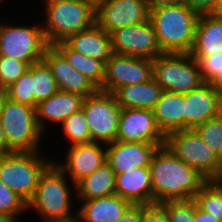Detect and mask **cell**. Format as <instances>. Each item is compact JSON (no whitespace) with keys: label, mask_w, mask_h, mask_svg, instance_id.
<instances>
[{"label":"cell","mask_w":222,"mask_h":222,"mask_svg":"<svg viewBox=\"0 0 222 222\" xmlns=\"http://www.w3.org/2000/svg\"><path fill=\"white\" fill-rule=\"evenodd\" d=\"M154 204L191 200L208 181L197 170L176 157L165 145L150 161Z\"/></svg>","instance_id":"cell-1"},{"label":"cell","mask_w":222,"mask_h":222,"mask_svg":"<svg viewBox=\"0 0 222 222\" xmlns=\"http://www.w3.org/2000/svg\"><path fill=\"white\" fill-rule=\"evenodd\" d=\"M199 16L184 2L150 9L149 19L163 53H187L192 50Z\"/></svg>","instance_id":"cell-2"},{"label":"cell","mask_w":222,"mask_h":222,"mask_svg":"<svg viewBox=\"0 0 222 222\" xmlns=\"http://www.w3.org/2000/svg\"><path fill=\"white\" fill-rule=\"evenodd\" d=\"M47 19L42 28L49 45L65 41L69 36L95 24L96 9L81 0H46Z\"/></svg>","instance_id":"cell-3"},{"label":"cell","mask_w":222,"mask_h":222,"mask_svg":"<svg viewBox=\"0 0 222 222\" xmlns=\"http://www.w3.org/2000/svg\"><path fill=\"white\" fill-rule=\"evenodd\" d=\"M62 172L52 163L41 175L34 196L27 204L40 212L45 222H76L70 212V191Z\"/></svg>","instance_id":"cell-4"},{"label":"cell","mask_w":222,"mask_h":222,"mask_svg":"<svg viewBox=\"0 0 222 222\" xmlns=\"http://www.w3.org/2000/svg\"><path fill=\"white\" fill-rule=\"evenodd\" d=\"M36 153L14 151L0 156V180L26 204L34 196L41 175L52 164Z\"/></svg>","instance_id":"cell-5"},{"label":"cell","mask_w":222,"mask_h":222,"mask_svg":"<svg viewBox=\"0 0 222 222\" xmlns=\"http://www.w3.org/2000/svg\"><path fill=\"white\" fill-rule=\"evenodd\" d=\"M153 79L163 91L186 94L205 82L197 60L187 53H162L153 60Z\"/></svg>","instance_id":"cell-6"},{"label":"cell","mask_w":222,"mask_h":222,"mask_svg":"<svg viewBox=\"0 0 222 222\" xmlns=\"http://www.w3.org/2000/svg\"><path fill=\"white\" fill-rule=\"evenodd\" d=\"M0 123L13 151L37 152L42 131L37 125L35 108L7 98L0 109Z\"/></svg>","instance_id":"cell-7"},{"label":"cell","mask_w":222,"mask_h":222,"mask_svg":"<svg viewBox=\"0 0 222 222\" xmlns=\"http://www.w3.org/2000/svg\"><path fill=\"white\" fill-rule=\"evenodd\" d=\"M164 145L208 181L214 180L219 175L222 159L193 129L168 134Z\"/></svg>","instance_id":"cell-8"},{"label":"cell","mask_w":222,"mask_h":222,"mask_svg":"<svg viewBox=\"0 0 222 222\" xmlns=\"http://www.w3.org/2000/svg\"><path fill=\"white\" fill-rule=\"evenodd\" d=\"M121 109L112 93L97 90L93 95L85 97L82 110L92 142L109 144L117 140Z\"/></svg>","instance_id":"cell-9"},{"label":"cell","mask_w":222,"mask_h":222,"mask_svg":"<svg viewBox=\"0 0 222 222\" xmlns=\"http://www.w3.org/2000/svg\"><path fill=\"white\" fill-rule=\"evenodd\" d=\"M48 46L42 28L0 25V56L31 65L43 59Z\"/></svg>","instance_id":"cell-10"},{"label":"cell","mask_w":222,"mask_h":222,"mask_svg":"<svg viewBox=\"0 0 222 222\" xmlns=\"http://www.w3.org/2000/svg\"><path fill=\"white\" fill-rule=\"evenodd\" d=\"M110 35L115 54L154 60L163 53L150 19L119 28Z\"/></svg>","instance_id":"cell-11"},{"label":"cell","mask_w":222,"mask_h":222,"mask_svg":"<svg viewBox=\"0 0 222 222\" xmlns=\"http://www.w3.org/2000/svg\"><path fill=\"white\" fill-rule=\"evenodd\" d=\"M152 74L153 60L113 53L105 63V77L100 91L113 94L122 86L150 80Z\"/></svg>","instance_id":"cell-12"},{"label":"cell","mask_w":222,"mask_h":222,"mask_svg":"<svg viewBox=\"0 0 222 222\" xmlns=\"http://www.w3.org/2000/svg\"><path fill=\"white\" fill-rule=\"evenodd\" d=\"M150 9L146 0H105L97 9L95 23L108 34L144 22Z\"/></svg>","instance_id":"cell-13"},{"label":"cell","mask_w":222,"mask_h":222,"mask_svg":"<svg viewBox=\"0 0 222 222\" xmlns=\"http://www.w3.org/2000/svg\"><path fill=\"white\" fill-rule=\"evenodd\" d=\"M116 141L155 143L162 147L165 136L156 124L153 110L121 109Z\"/></svg>","instance_id":"cell-14"},{"label":"cell","mask_w":222,"mask_h":222,"mask_svg":"<svg viewBox=\"0 0 222 222\" xmlns=\"http://www.w3.org/2000/svg\"><path fill=\"white\" fill-rule=\"evenodd\" d=\"M222 114V96L209 84L184 94V130Z\"/></svg>","instance_id":"cell-15"},{"label":"cell","mask_w":222,"mask_h":222,"mask_svg":"<svg viewBox=\"0 0 222 222\" xmlns=\"http://www.w3.org/2000/svg\"><path fill=\"white\" fill-rule=\"evenodd\" d=\"M50 68L60 91L79 94L84 97L93 95L97 89L53 46L49 45L42 59Z\"/></svg>","instance_id":"cell-16"},{"label":"cell","mask_w":222,"mask_h":222,"mask_svg":"<svg viewBox=\"0 0 222 222\" xmlns=\"http://www.w3.org/2000/svg\"><path fill=\"white\" fill-rule=\"evenodd\" d=\"M109 145L106 149V162L115 175L134 168L149 167L152 155L158 149L155 143L115 141Z\"/></svg>","instance_id":"cell-17"},{"label":"cell","mask_w":222,"mask_h":222,"mask_svg":"<svg viewBox=\"0 0 222 222\" xmlns=\"http://www.w3.org/2000/svg\"><path fill=\"white\" fill-rule=\"evenodd\" d=\"M106 163V150L98 142L72 145L67 154L65 165L56 166L62 172H69L73 185L93 173Z\"/></svg>","instance_id":"cell-18"},{"label":"cell","mask_w":222,"mask_h":222,"mask_svg":"<svg viewBox=\"0 0 222 222\" xmlns=\"http://www.w3.org/2000/svg\"><path fill=\"white\" fill-rule=\"evenodd\" d=\"M115 194L132 204L154 205L150 167L115 175Z\"/></svg>","instance_id":"cell-19"},{"label":"cell","mask_w":222,"mask_h":222,"mask_svg":"<svg viewBox=\"0 0 222 222\" xmlns=\"http://www.w3.org/2000/svg\"><path fill=\"white\" fill-rule=\"evenodd\" d=\"M85 97L79 94L58 90L46 100L39 102L35 108L36 121L43 132L44 120L60 124L70 115L82 109Z\"/></svg>","instance_id":"cell-20"},{"label":"cell","mask_w":222,"mask_h":222,"mask_svg":"<svg viewBox=\"0 0 222 222\" xmlns=\"http://www.w3.org/2000/svg\"><path fill=\"white\" fill-rule=\"evenodd\" d=\"M64 42L72 50L104 63L113 54L111 35L101 29L96 23L86 30L69 36Z\"/></svg>","instance_id":"cell-21"},{"label":"cell","mask_w":222,"mask_h":222,"mask_svg":"<svg viewBox=\"0 0 222 222\" xmlns=\"http://www.w3.org/2000/svg\"><path fill=\"white\" fill-rule=\"evenodd\" d=\"M131 205V202L116 194L85 200L77 211L79 218L76 222H117Z\"/></svg>","instance_id":"cell-22"},{"label":"cell","mask_w":222,"mask_h":222,"mask_svg":"<svg viewBox=\"0 0 222 222\" xmlns=\"http://www.w3.org/2000/svg\"><path fill=\"white\" fill-rule=\"evenodd\" d=\"M162 134L184 130V94L163 91L153 109Z\"/></svg>","instance_id":"cell-23"},{"label":"cell","mask_w":222,"mask_h":222,"mask_svg":"<svg viewBox=\"0 0 222 222\" xmlns=\"http://www.w3.org/2000/svg\"><path fill=\"white\" fill-rule=\"evenodd\" d=\"M162 92L163 89L152 77L144 83L122 86L113 95L122 109L153 110Z\"/></svg>","instance_id":"cell-24"},{"label":"cell","mask_w":222,"mask_h":222,"mask_svg":"<svg viewBox=\"0 0 222 222\" xmlns=\"http://www.w3.org/2000/svg\"><path fill=\"white\" fill-rule=\"evenodd\" d=\"M222 53V19L209 15H200L195 40L190 51L191 56H205Z\"/></svg>","instance_id":"cell-25"},{"label":"cell","mask_w":222,"mask_h":222,"mask_svg":"<svg viewBox=\"0 0 222 222\" xmlns=\"http://www.w3.org/2000/svg\"><path fill=\"white\" fill-rule=\"evenodd\" d=\"M75 188L83 201L115 194V172L106 162L80 180Z\"/></svg>","instance_id":"cell-26"},{"label":"cell","mask_w":222,"mask_h":222,"mask_svg":"<svg viewBox=\"0 0 222 222\" xmlns=\"http://www.w3.org/2000/svg\"><path fill=\"white\" fill-rule=\"evenodd\" d=\"M77 71L83 74L97 90L103 87L105 63L72 50L64 41L53 45Z\"/></svg>","instance_id":"cell-27"},{"label":"cell","mask_w":222,"mask_h":222,"mask_svg":"<svg viewBox=\"0 0 222 222\" xmlns=\"http://www.w3.org/2000/svg\"><path fill=\"white\" fill-rule=\"evenodd\" d=\"M32 86L34 108L59 90L50 68L43 60L32 64Z\"/></svg>","instance_id":"cell-28"},{"label":"cell","mask_w":222,"mask_h":222,"mask_svg":"<svg viewBox=\"0 0 222 222\" xmlns=\"http://www.w3.org/2000/svg\"><path fill=\"white\" fill-rule=\"evenodd\" d=\"M196 206L222 221V188L214 181H207L194 196Z\"/></svg>","instance_id":"cell-29"},{"label":"cell","mask_w":222,"mask_h":222,"mask_svg":"<svg viewBox=\"0 0 222 222\" xmlns=\"http://www.w3.org/2000/svg\"><path fill=\"white\" fill-rule=\"evenodd\" d=\"M7 98L10 101L34 108V93L32 86V64L23 75L7 87Z\"/></svg>","instance_id":"cell-30"},{"label":"cell","mask_w":222,"mask_h":222,"mask_svg":"<svg viewBox=\"0 0 222 222\" xmlns=\"http://www.w3.org/2000/svg\"><path fill=\"white\" fill-rule=\"evenodd\" d=\"M65 135L75 144H88L92 142L89 126L83 110L70 115L62 123Z\"/></svg>","instance_id":"cell-31"},{"label":"cell","mask_w":222,"mask_h":222,"mask_svg":"<svg viewBox=\"0 0 222 222\" xmlns=\"http://www.w3.org/2000/svg\"><path fill=\"white\" fill-rule=\"evenodd\" d=\"M193 130L222 159V114L196 126Z\"/></svg>","instance_id":"cell-32"},{"label":"cell","mask_w":222,"mask_h":222,"mask_svg":"<svg viewBox=\"0 0 222 222\" xmlns=\"http://www.w3.org/2000/svg\"><path fill=\"white\" fill-rule=\"evenodd\" d=\"M166 213L169 222H194L195 201L178 200L158 204Z\"/></svg>","instance_id":"cell-33"},{"label":"cell","mask_w":222,"mask_h":222,"mask_svg":"<svg viewBox=\"0 0 222 222\" xmlns=\"http://www.w3.org/2000/svg\"><path fill=\"white\" fill-rule=\"evenodd\" d=\"M29 65L10 57L0 56V85L7 88L25 73Z\"/></svg>","instance_id":"cell-34"},{"label":"cell","mask_w":222,"mask_h":222,"mask_svg":"<svg viewBox=\"0 0 222 222\" xmlns=\"http://www.w3.org/2000/svg\"><path fill=\"white\" fill-rule=\"evenodd\" d=\"M27 208L22 198L0 180V214L17 216L16 214Z\"/></svg>","instance_id":"cell-35"},{"label":"cell","mask_w":222,"mask_h":222,"mask_svg":"<svg viewBox=\"0 0 222 222\" xmlns=\"http://www.w3.org/2000/svg\"><path fill=\"white\" fill-rule=\"evenodd\" d=\"M192 57L197 60L205 83H209L222 68V53Z\"/></svg>","instance_id":"cell-36"},{"label":"cell","mask_w":222,"mask_h":222,"mask_svg":"<svg viewBox=\"0 0 222 222\" xmlns=\"http://www.w3.org/2000/svg\"><path fill=\"white\" fill-rule=\"evenodd\" d=\"M140 222H169L164 210L158 205H149L142 213Z\"/></svg>","instance_id":"cell-37"},{"label":"cell","mask_w":222,"mask_h":222,"mask_svg":"<svg viewBox=\"0 0 222 222\" xmlns=\"http://www.w3.org/2000/svg\"><path fill=\"white\" fill-rule=\"evenodd\" d=\"M183 2L198 15H209L215 8L217 0H183Z\"/></svg>","instance_id":"cell-38"},{"label":"cell","mask_w":222,"mask_h":222,"mask_svg":"<svg viewBox=\"0 0 222 222\" xmlns=\"http://www.w3.org/2000/svg\"><path fill=\"white\" fill-rule=\"evenodd\" d=\"M148 206L145 204H132L117 222H140L142 213Z\"/></svg>","instance_id":"cell-39"},{"label":"cell","mask_w":222,"mask_h":222,"mask_svg":"<svg viewBox=\"0 0 222 222\" xmlns=\"http://www.w3.org/2000/svg\"><path fill=\"white\" fill-rule=\"evenodd\" d=\"M194 222H222L215 218L213 215L208 214L202 210H200L195 203V216Z\"/></svg>","instance_id":"cell-40"},{"label":"cell","mask_w":222,"mask_h":222,"mask_svg":"<svg viewBox=\"0 0 222 222\" xmlns=\"http://www.w3.org/2000/svg\"><path fill=\"white\" fill-rule=\"evenodd\" d=\"M14 152L7 144L6 137L2 125L0 123V156Z\"/></svg>","instance_id":"cell-41"},{"label":"cell","mask_w":222,"mask_h":222,"mask_svg":"<svg viewBox=\"0 0 222 222\" xmlns=\"http://www.w3.org/2000/svg\"><path fill=\"white\" fill-rule=\"evenodd\" d=\"M146 1L148 3L149 9L183 2V0H146Z\"/></svg>","instance_id":"cell-42"},{"label":"cell","mask_w":222,"mask_h":222,"mask_svg":"<svg viewBox=\"0 0 222 222\" xmlns=\"http://www.w3.org/2000/svg\"><path fill=\"white\" fill-rule=\"evenodd\" d=\"M209 84L222 96V68L209 82Z\"/></svg>","instance_id":"cell-43"},{"label":"cell","mask_w":222,"mask_h":222,"mask_svg":"<svg viewBox=\"0 0 222 222\" xmlns=\"http://www.w3.org/2000/svg\"><path fill=\"white\" fill-rule=\"evenodd\" d=\"M210 15L222 19V0H217L215 8Z\"/></svg>","instance_id":"cell-44"},{"label":"cell","mask_w":222,"mask_h":222,"mask_svg":"<svg viewBox=\"0 0 222 222\" xmlns=\"http://www.w3.org/2000/svg\"><path fill=\"white\" fill-rule=\"evenodd\" d=\"M7 99V88L0 85V109Z\"/></svg>","instance_id":"cell-45"},{"label":"cell","mask_w":222,"mask_h":222,"mask_svg":"<svg viewBox=\"0 0 222 222\" xmlns=\"http://www.w3.org/2000/svg\"><path fill=\"white\" fill-rule=\"evenodd\" d=\"M81 1L90 4L94 9H97L105 0H81Z\"/></svg>","instance_id":"cell-46"},{"label":"cell","mask_w":222,"mask_h":222,"mask_svg":"<svg viewBox=\"0 0 222 222\" xmlns=\"http://www.w3.org/2000/svg\"><path fill=\"white\" fill-rule=\"evenodd\" d=\"M0 222H17L15 216L0 214Z\"/></svg>","instance_id":"cell-47"},{"label":"cell","mask_w":222,"mask_h":222,"mask_svg":"<svg viewBox=\"0 0 222 222\" xmlns=\"http://www.w3.org/2000/svg\"><path fill=\"white\" fill-rule=\"evenodd\" d=\"M214 181L219 185L222 186V165L219 172V175L214 179Z\"/></svg>","instance_id":"cell-48"}]
</instances>
